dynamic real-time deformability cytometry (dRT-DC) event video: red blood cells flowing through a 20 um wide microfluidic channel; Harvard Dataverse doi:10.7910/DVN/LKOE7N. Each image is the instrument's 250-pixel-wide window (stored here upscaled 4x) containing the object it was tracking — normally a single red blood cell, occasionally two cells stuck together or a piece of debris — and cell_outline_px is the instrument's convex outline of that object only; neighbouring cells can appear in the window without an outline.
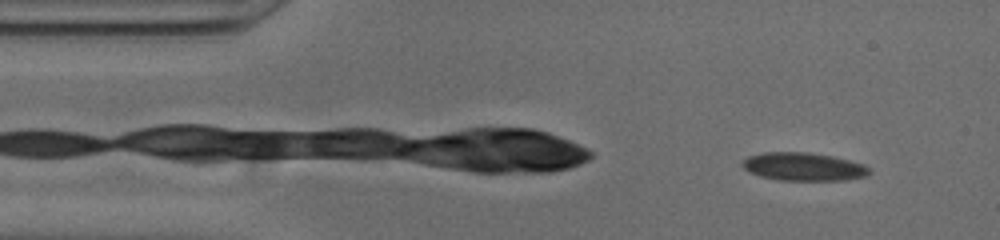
{"species": "common noctule bat (a hibernating species)", "species_latin": "Nyctalus noctula", "temperature_condition": "cold", "stored_images_in_passage": 50, "camera_frame_rate_fps": 3000, "um_per_image_px": 0.085, "animal": {"sex": "male", "body_mass_g": 20.0, "forearm_length_mm": 53.3}, "frame": {"image": 1, "passage_image": 3, "time_ms": 0.667, "image_size_px": [1000, 240], "cell_outline_px": [[868, 172], [864, 176], [844, 180], [780, 180], [760, 176], [744, 168], [740, 164], [748, 156], [764, 152], [808, 152], [832, 156], [848, 160], [860, 164], [868, 168]], "centroid_in_image_um": [68.23, 14.16], "position_along_channel_um": 16.8, "area_um2": 20.4}}
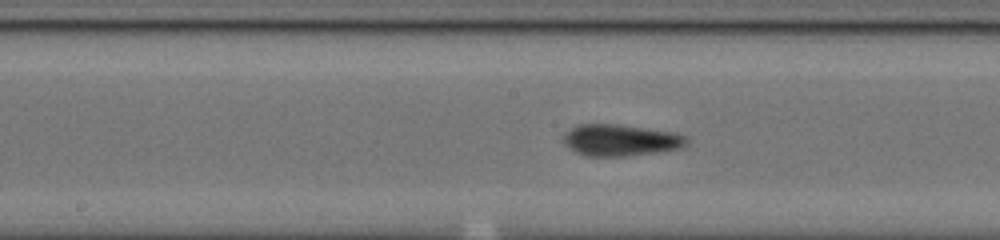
{"frame": {"image": 2, "passage_image": 23, "time_ms": 7.333, "image_size_px": [1000, 240], "cell_outline_px": [[688, 140], [680, 148], [624, 156], [588, 156], [576, 152], [564, 140], [564, 136], [576, 124], [616, 124], [676, 132], [684, 136]], "centroid_in_image_um": [52.76, 11.9], "position_along_channel_um": 195.4, "area_um2": 22.08}}
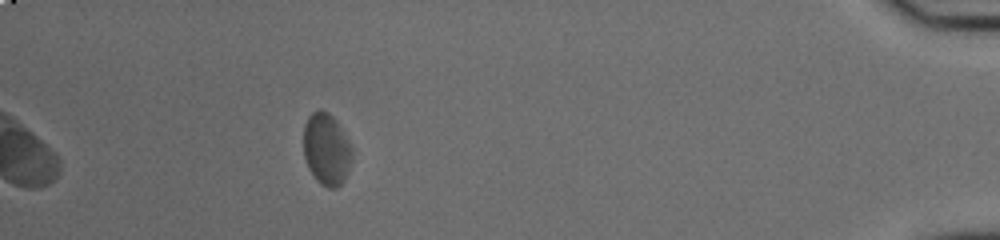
{"frame": {"image": 3, "passage_image": 45, "time_ms": 14.667, "image_size_px": [1000, 240], "cell_outline_px": [[352, 156], [344, 180], [336, 188], [328, 188], [320, 184], [316, 180], [308, 168], [304, 156], [304, 124], [308, 116], [312, 112], [320, 108], [328, 112], [336, 120], [352, 148]], "centroid_in_image_um": [27.73, 12.67], "position_along_channel_um": 407.5, "area_um2": 20.29}, "authors_computed_cell_mechanics": {"area_um2": 21.1548, "velocity_mm_per_s": 3.8033, "shape_relaxation_time_tau1_ms": null, "shape_relaxation_time_tau2_ms": 2.8261, "deformation_change_tau1": null, "deformation_change_tau2": 0.08}}